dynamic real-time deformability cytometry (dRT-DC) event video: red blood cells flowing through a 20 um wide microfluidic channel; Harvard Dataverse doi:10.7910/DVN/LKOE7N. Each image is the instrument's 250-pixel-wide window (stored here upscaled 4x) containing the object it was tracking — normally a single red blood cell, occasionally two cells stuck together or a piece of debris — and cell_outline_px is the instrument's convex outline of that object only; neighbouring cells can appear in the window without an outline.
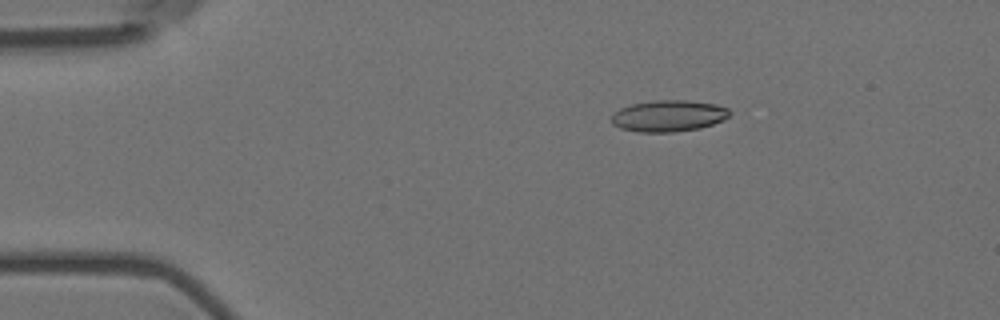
{"species": "Egyptian fruit bat (a non-hibernating species)", "species_latin": "Rousettus aegyptiacus", "temperature_condition": "room temperature", "stored_images_in_passage": 5, "camera_frame_rate_fps": 3000, "um_per_image_px": 0.085, "animal": {"sex": "female"}, "frame": {"image": 1, "passage_image": 3, "time_ms": 0.667, "image_size_px": [1000, 320], "cell_outline_px": [[732, 112], [724, 120], [700, 128], [672, 132], [636, 132], [620, 128], [612, 124], [612, 116], [620, 108], [632, 104], [652, 100], [688, 100], [716, 104], [728, 108]], "centroid_in_image_um": [56.84, 9.85], "position_along_channel_um": 28.2, "area_um2": 21.73}}